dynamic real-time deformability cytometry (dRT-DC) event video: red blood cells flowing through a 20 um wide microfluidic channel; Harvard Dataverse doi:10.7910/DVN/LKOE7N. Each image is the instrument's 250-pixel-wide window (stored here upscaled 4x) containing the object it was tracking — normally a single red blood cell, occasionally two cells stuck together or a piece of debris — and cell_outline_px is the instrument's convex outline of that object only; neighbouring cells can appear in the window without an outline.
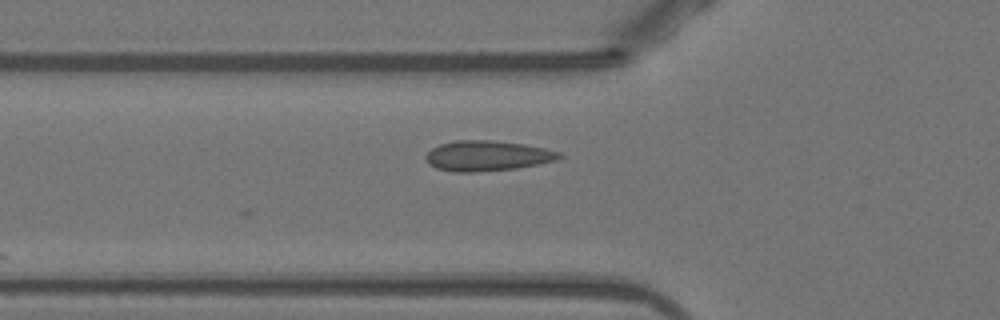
{"species": "Egyptian fruit bat (a non-hibernating species)", "species_latin": "Rousettus aegyptiacus", "temperature_condition": "warm", "stored_images_in_passage": 4, "camera_frame_rate_fps": 3000, "um_per_image_px": 0.085, "animal": {"sex": "female"}, "frame": {"image": 1, "passage_image": 4, "time_ms": 1.0, "image_size_px": [1000, 320], "cell_outline_px": [[564, 156], [556, 160], [516, 168], [476, 172], [452, 172], [436, 168], [428, 164], [424, 156], [432, 148], [440, 144], [456, 140], [492, 140], [524, 144], [544, 148], [560, 152]], "centroid_in_image_um": [41.38, 13.24], "position_along_channel_um": 84.4, "area_um2": 23.58}}